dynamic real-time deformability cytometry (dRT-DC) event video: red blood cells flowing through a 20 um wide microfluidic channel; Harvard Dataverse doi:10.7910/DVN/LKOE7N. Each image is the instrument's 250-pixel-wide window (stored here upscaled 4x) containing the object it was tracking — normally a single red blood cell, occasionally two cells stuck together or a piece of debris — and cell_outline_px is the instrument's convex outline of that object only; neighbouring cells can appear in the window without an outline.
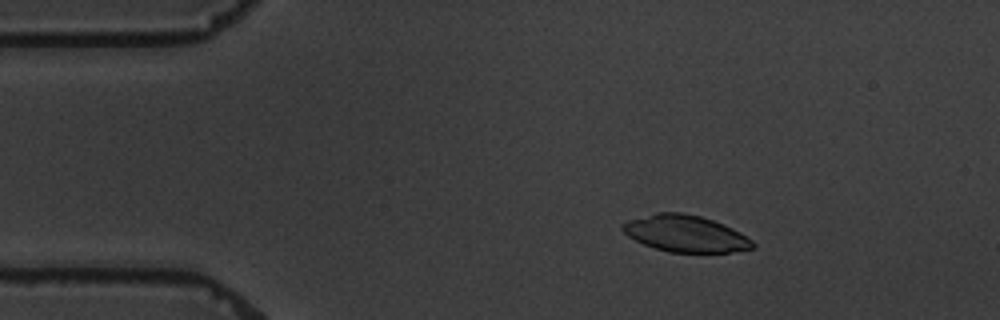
{"species": "common noctule bat (a hibernating species)", "species_latin": "Nyctalus noctula", "temperature_condition": "warm", "stored_images_in_passage": 5, "camera_frame_rate_fps": 3000, "um_per_image_px": 0.085, "animal": {"sex": "male", "body_mass_g": 19.5, "forearm_length_mm": 54.6}, "frame": {"image": 1, "passage_image": 3, "time_ms": 2.333, "image_size_px": [1000, 320], "cell_outline_px": [[756, 248], [728, 252], [668, 252], [644, 244], [628, 236], [620, 228], [620, 224], [628, 220], [656, 212], [684, 212], [700, 216], [724, 224], [740, 232], [752, 240], [756, 244]], "centroid_in_image_um": [58.26, 19.85], "position_along_channel_um": 26.7, "area_um2": 27.86}}